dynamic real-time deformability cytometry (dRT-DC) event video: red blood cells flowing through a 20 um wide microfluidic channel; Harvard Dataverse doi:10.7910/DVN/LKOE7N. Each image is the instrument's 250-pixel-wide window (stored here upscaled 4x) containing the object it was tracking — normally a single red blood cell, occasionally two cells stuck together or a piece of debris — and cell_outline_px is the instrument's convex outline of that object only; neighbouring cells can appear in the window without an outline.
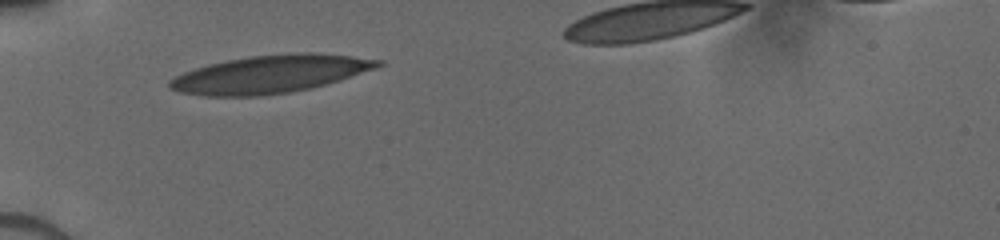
{"species": "human", "species_latin": "Homo sapiens", "temperature_condition": "cold", "stored_images_in_passage": 2, "camera_frame_rate_fps": 3000, "um_per_image_px": 0.085, "donor": {"sex": "male"}, "frame": {"image": 1, "passage_image": 1, "time_ms": 0.0, "image_size_px": [1000, 240], "cell_outline_px": [[384, 64], [376, 68], [324, 84], [308, 88], [288, 92], [256, 96], [208, 96], [180, 92], [168, 88], [168, 80], [184, 72], [208, 64], [228, 60], [252, 56], [288, 52], [312, 52], [352, 56], [384, 60]], "centroid_in_image_um": [22.95, 6.28], "position_along_channel_um": 62.1, "area_um2": 45.49}}
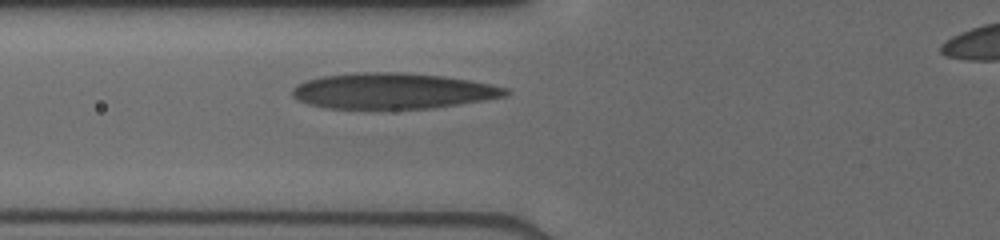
{"frame": {"image": 2, "passage_image": 2, "time_ms": 1.0, "image_size_px": [1000, 240], "cell_outline_px": [[512, 92], [508, 96], [484, 100], [432, 108], [328, 108], [308, 104], [292, 96], [292, 88], [296, 84], [320, 76], [356, 72], [400, 72], [444, 76], [492, 84], [508, 88]], "centroid_in_image_um": [33.41, 7.72], "position_along_channel_um": 92.4, "area_um2": 44.51}}